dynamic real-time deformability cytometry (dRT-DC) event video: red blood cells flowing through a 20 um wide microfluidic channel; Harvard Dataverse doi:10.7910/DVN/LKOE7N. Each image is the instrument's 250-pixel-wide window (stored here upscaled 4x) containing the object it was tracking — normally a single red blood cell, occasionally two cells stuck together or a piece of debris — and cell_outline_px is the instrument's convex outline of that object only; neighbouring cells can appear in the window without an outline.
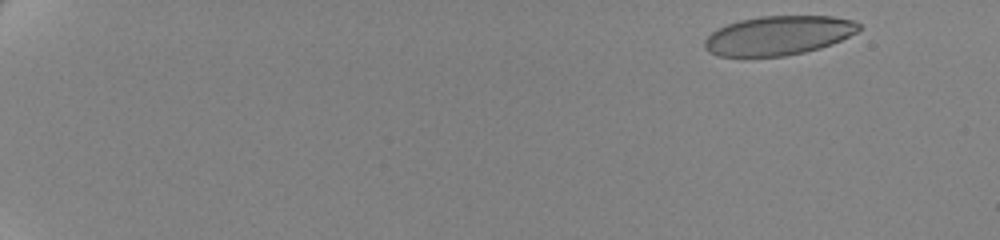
{"species": "human", "species_latin": "Homo sapiens", "temperature_condition": "cold", "stored_images_in_passage": 58, "camera_frame_rate_fps": 3000, "um_per_image_px": 0.085, "donor": {"sex": "female"}, "frame": {"image": 1, "passage_image": 3, "time_ms": 0.667, "image_size_px": [1000, 240], "cell_outline_px": [[860, 28], [856, 32], [832, 44], [820, 48], [804, 52], [784, 56], [716, 56], [708, 52], [704, 48], [704, 40], [712, 32], [728, 24], [740, 20], [760, 16], [832, 16], [852, 20], [860, 24]], "centroid_in_image_um": [66.15, 3.02], "position_along_channel_um": 18.9, "area_um2": 35.08}}
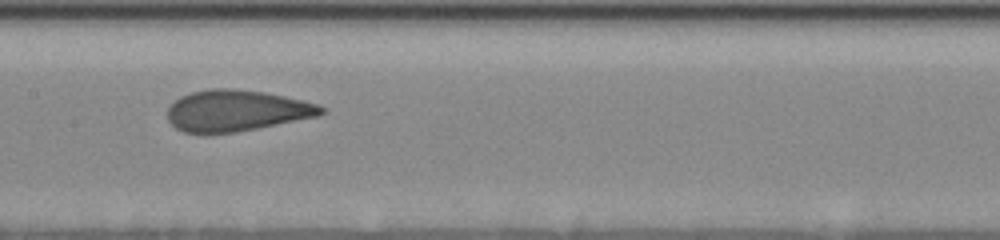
{"frame": {"image": 2, "passage_image": 32, "time_ms": 10.333, "image_size_px": [1000, 240], "cell_outline_px": [[324, 112], [320, 116], [236, 132], [204, 136], [184, 132], [176, 128], [168, 120], [168, 108], [180, 96], [192, 92], [208, 88], [232, 88], [264, 92], [284, 96], [320, 104], [324, 108]], "centroid_in_image_um": [20.08, 9.43], "position_along_channel_um": 187.3, "area_um2": 37.45}}
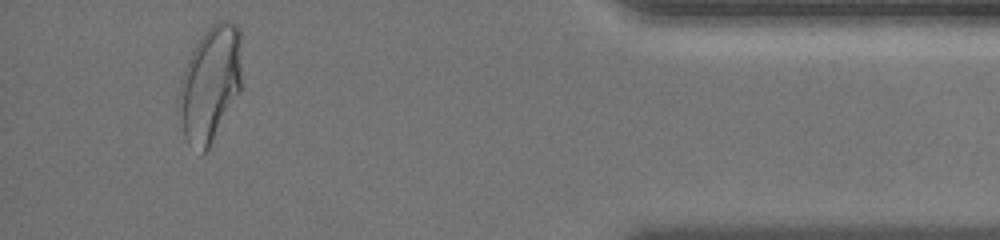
{"frame": {"image": 3, "passage_image": 55, "time_ms": 18.0, "image_size_px": [1000, 240], "cell_outline_px": [[240, 92], [208, 148], [204, 152], [188, 144], [184, 136], [176, 96], [180, 80], [184, 68], [196, 44], [204, 32], [212, 24], [220, 20], [228, 20], [236, 24], [240, 28]], "centroid_in_image_um": [17.84, 7.1], "position_along_channel_um": 417.4, "area_um2": 42.14}, "authors_computed_cell_mechanics": {"area_um2": 37.4255, "velocity_mm_per_s": 3.4815, "shape_relaxation_time_tau1_ms": 5.6828, "shape_relaxation_time_tau2_ms": 0.7251, "deformation_change_tau1": 0.169, "deformation_change_tau2": 0.0648}}